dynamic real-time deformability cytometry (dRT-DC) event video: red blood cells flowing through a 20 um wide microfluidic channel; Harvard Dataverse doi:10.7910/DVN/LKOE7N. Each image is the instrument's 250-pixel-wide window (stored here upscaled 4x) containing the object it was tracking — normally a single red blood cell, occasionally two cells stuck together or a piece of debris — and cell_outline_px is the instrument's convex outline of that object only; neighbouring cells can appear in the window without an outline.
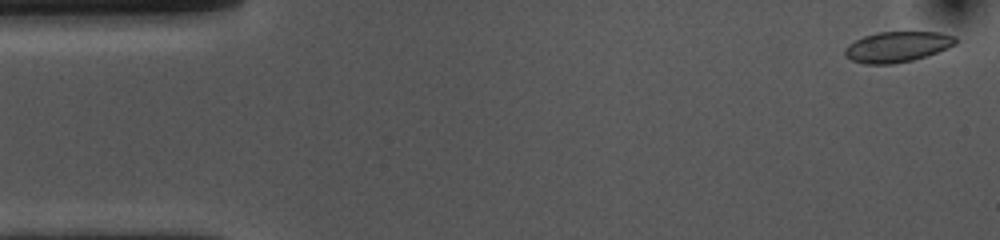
{"species": "common noctule bat (a hibernating species)", "species_latin": "Nyctalus noctula", "temperature_condition": "cold", "stored_images_in_passage": 14, "camera_frame_rate_fps": 3000, "um_per_image_px": 0.085, "animal": {"sex": "female", "body_mass_g": 10.0, "forearm_length_mm": 53.1}, "frame": {"image": 1, "passage_image": 2, "time_ms": 0.333, "image_size_px": [1000, 240], "cell_outline_px": [[956, 44], [948, 48], [928, 56], [912, 60], [892, 64], [864, 64], [852, 60], [844, 56], [844, 48], [848, 44], [864, 36], [880, 32], [940, 32], [956, 36]], "centroid_in_image_um": [76.27, 3.98], "position_along_channel_um": 8.7, "area_um2": 19.83}}
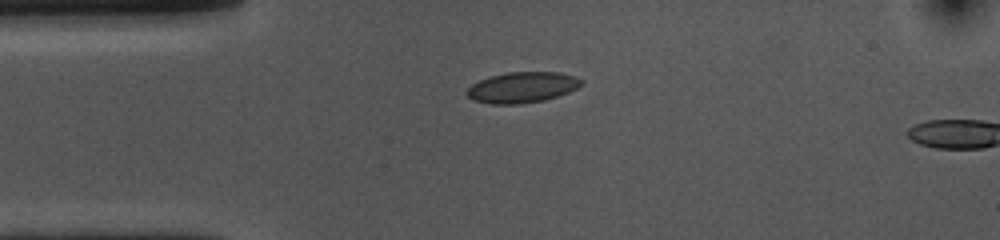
{"frame": {"image": 2, "passage_image": 12, "time_ms": 3.667, "image_size_px": [1000, 240], "cell_outline_px": [[584, 80], [576, 88], [568, 92], [544, 100], [520, 104], [492, 104], [476, 100], [468, 96], [464, 92], [472, 84], [488, 76], [508, 72], [560, 72], [576, 76]], "centroid_in_image_um": [44.38, 7.41], "position_along_channel_um": 40.6, "area_um2": 20.46}}